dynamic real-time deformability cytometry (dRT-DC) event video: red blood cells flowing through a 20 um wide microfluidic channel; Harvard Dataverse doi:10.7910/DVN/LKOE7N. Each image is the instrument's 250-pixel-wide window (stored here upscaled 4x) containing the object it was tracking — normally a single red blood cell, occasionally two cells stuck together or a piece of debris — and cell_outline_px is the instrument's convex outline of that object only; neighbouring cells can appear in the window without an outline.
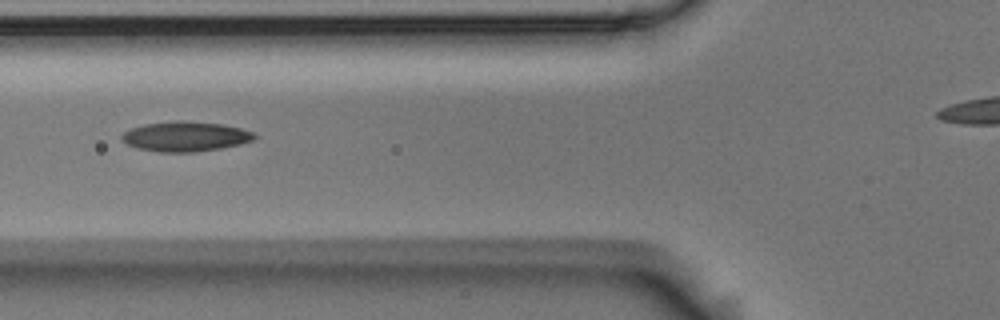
{"species": "Egyptian fruit bat (a non-hibernating species)", "species_latin": "Rousettus aegyptiacus", "temperature_condition": "room temperature", "stored_images_in_passage": 6, "camera_frame_rate_fps": 3000, "um_per_image_px": 0.085, "animal": {"sex": "male"}, "frame": {"image": 1, "passage_image": 6, "time_ms": 1.667, "image_size_px": [1000, 320], "cell_outline_px": [[256, 136], [252, 140], [240, 144], [220, 148], [196, 152], [160, 152], [136, 148], [120, 140], [120, 136], [124, 132], [132, 128], [144, 124], [176, 120], [184, 120], [220, 124], [240, 128], [252, 132]], "centroid_in_image_um": [15.71, 11.6], "position_along_channel_um": 110.1, "area_um2": 23.06}}